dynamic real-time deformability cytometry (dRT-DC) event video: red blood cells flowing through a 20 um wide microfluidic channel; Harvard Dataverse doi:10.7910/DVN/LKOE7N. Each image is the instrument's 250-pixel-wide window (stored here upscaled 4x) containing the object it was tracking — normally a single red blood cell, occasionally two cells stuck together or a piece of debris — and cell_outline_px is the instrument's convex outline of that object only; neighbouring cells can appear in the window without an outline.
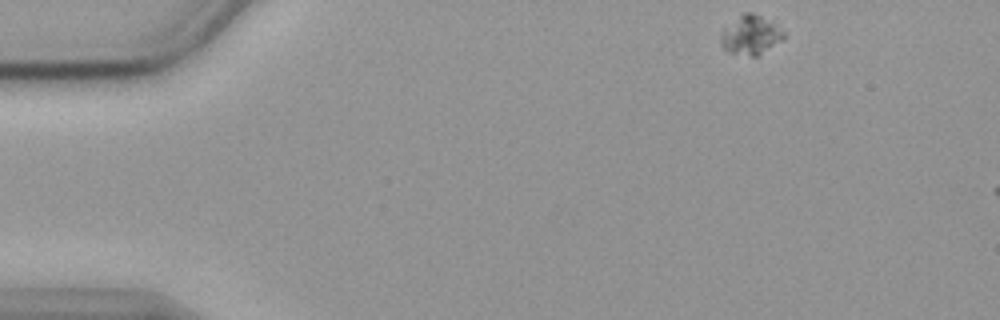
{"species": "common noctule bat (a hibernating species)", "species_latin": "Nyctalus noctula", "temperature_condition": "cold", "stored_images_in_passage": 4, "camera_frame_rate_fps": 3000, "um_per_image_px": 0.085, "animal": {"sex": "female", "body_mass_g": 19.9}, "frame": {"image": 1, "passage_image": 1, "time_ms": 0.0, "image_size_px": [1000, 320], "cell_outline_px": [[784, 40], [756, 56], [752, 56], [728, 52], [720, 44], [720, 36], [744, 12], [752, 12], [776, 20], [784, 32]], "centroid_in_image_um": [63.91, 2.96], "position_along_channel_um": 21.1, "area_um2": 14.33}}